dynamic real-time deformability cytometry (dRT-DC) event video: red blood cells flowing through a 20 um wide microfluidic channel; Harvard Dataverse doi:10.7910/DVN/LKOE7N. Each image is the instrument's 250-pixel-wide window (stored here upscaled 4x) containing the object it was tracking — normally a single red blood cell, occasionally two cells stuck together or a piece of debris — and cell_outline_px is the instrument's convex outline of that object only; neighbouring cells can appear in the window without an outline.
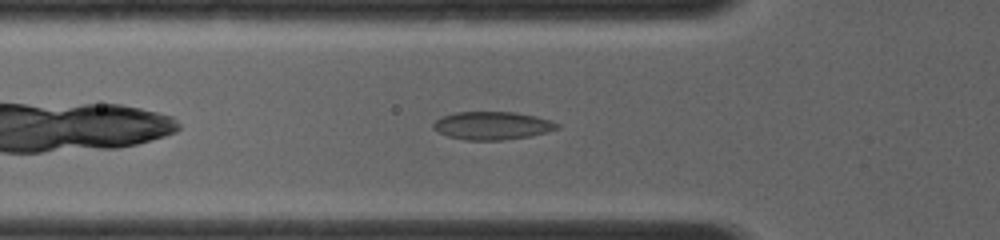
{"species": "common noctule bat (a hibernating species)", "species_latin": "Nyctalus noctula", "temperature_condition": "room temperature", "stored_images_in_passage": 17, "camera_frame_rate_fps": 4000, "um_per_image_px": 0.085, "animal": {"sex": "female", "body_mass_g": 19.0, "forearm_length_mm": 56.7}, "frame": {"image": 1, "passage_image": 7, "time_ms": 1.75, "image_size_px": [1000, 240], "cell_outline_px": [[560, 128], [548, 132], [532, 136], [504, 140], [464, 140], [448, 136], [432, 128], [432, 124], [440, 116], [456, 112], [516, 112], [536, 116], [552, 120], [560, 124]], "centroid_in_image_um": [41.88, 10.67], "position_along_channel_um": 83.9, "area_um2": 20.52}}
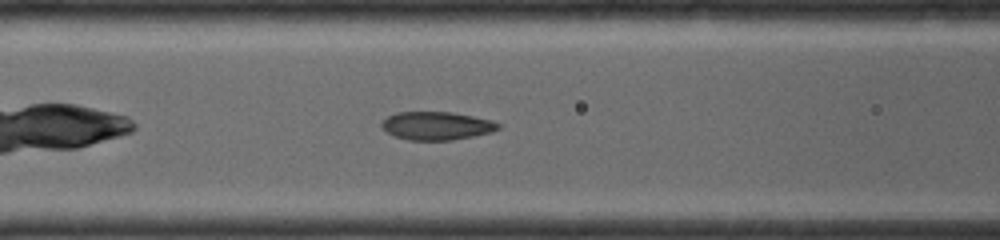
{"frame": {"image": 2, "passage_image": 11, "time_ms": 2.75, "image_size_px": [1000, 240], "cell_outline_px": [[500, 128], [492, 132], [452, 140], [408, 140], [392, 136], [380, 128], [380, 124], [388, 116], [396, 112], [452, 112], [492, 120], [500, 124]], "centroid_in_image_um": [37.07, 10.69], "position_along_channel_um": 129.5, "area_um2": 19.31}}
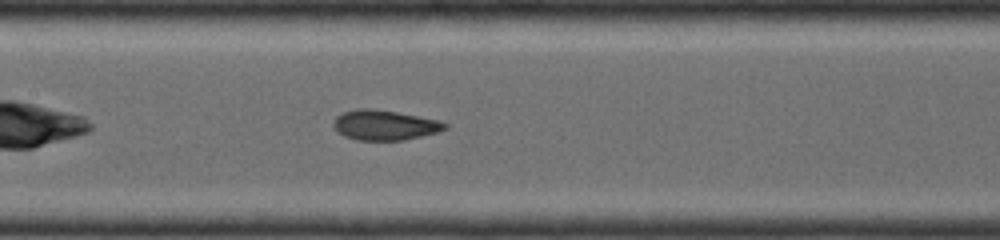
{"frame": {"image": 3, "passage_image": 15, "time_ms": 3.75, "image_size_px": [1000, 240], "cell_outline_px": [[448, 128], [440, 132], [404, 140], [356, 140], [344, 136], [336, 132], [332, 124], [336, 116], [344, 112], [356, 108], [372, 108], [396, 112], [440, 120], [448, 124]], "centroid_in_image_um": [32.69, 10.63], "position_along_channel_um": 174.7, "area_um2": 19.77}}